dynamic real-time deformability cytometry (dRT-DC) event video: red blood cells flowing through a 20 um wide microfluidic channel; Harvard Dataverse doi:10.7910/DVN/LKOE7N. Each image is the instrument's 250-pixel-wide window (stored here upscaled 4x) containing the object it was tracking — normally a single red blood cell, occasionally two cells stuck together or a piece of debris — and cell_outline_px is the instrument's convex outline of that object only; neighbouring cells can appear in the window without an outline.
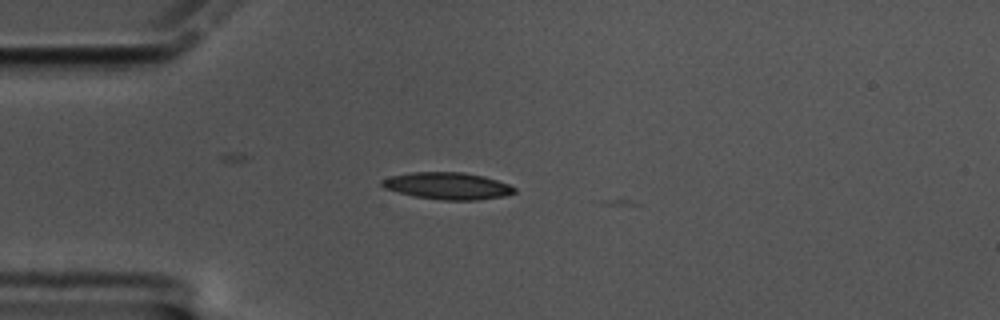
{"species": "common noctule bat (a hibernating species)", "species_latin": "Nyctalus noctula", "temperature_condition": "cold", "stored_images_in_passage": 4, "camera_frame_rate_fps": 3000, "um_per_image_px": 0.085, "animal": {"sex": "male", "body_mass_g": 17.5, "forearm_length_mm": 52.3}, "frame": {"image": 1, "passage_image": 2, "time_ms": 0.333, "image_size_px": [1000, 320], "cell_outline_px": [[516, 192], [504, 196], [476, 200], [444, 200], [416, 196], [384, 188], [380, 184], [380, 180], [392, 176], [412, 172], [464, 172], [484, 176], [508, 184], [516, 188]], "centroid_in_image_um": [38.06, 15.79], "position_along_channel_um": 46.9, "area_um2": 20.63}}